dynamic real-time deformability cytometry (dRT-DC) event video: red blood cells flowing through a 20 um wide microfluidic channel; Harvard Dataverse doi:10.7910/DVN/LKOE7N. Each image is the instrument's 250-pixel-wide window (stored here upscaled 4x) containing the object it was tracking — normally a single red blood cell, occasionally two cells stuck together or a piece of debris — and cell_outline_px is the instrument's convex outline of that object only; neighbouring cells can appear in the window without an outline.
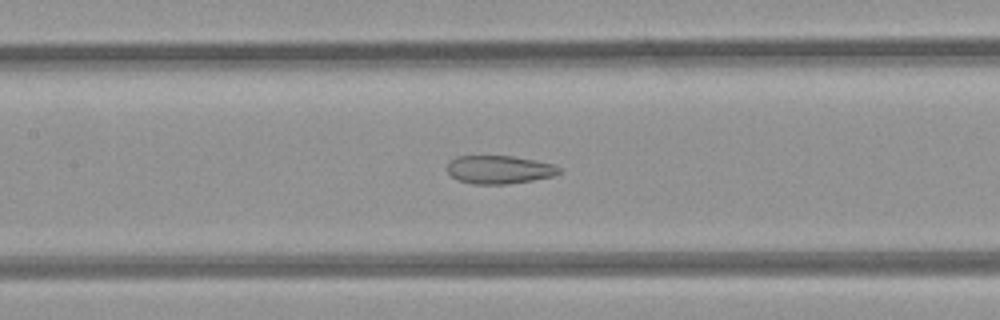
{"species": "common noctule bat (a hibernating species)", "species_latin": "Nyctalus noctula", "temperature_condition": "room temperature", "stored_images_in_passage": 51, "camera_frame_rate_fps": 3000, "um_per_image_px": 0.085, "animal": {"sex": "female", "body_mass_g": 21.9}, "frame": {"image": 1, "passage_image": 23, "time_ms": 7.333, "image_size_px": [1000, 320], "cell_outline_px": [[564, 168], [560, 172], [552, 176], [532, 180], [508, 184], [472, 184], [460, 180], [452, 176], [448, 172], [448, 164], [456, 156], [512, 156], [552, 164]], "centroid_in_image_um": [42.45, 14.42], "position_along_channel_um": 164.9, "area_um2": 18.21}}
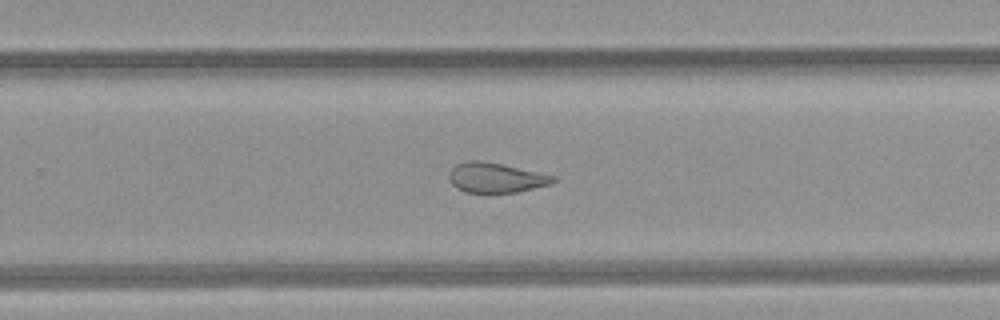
{"frame": {"image": 2, "passage_image": 32, "time_ms": 10.333, "image_size_px": [1000, 320], "cell_outline_px": [[556, 180], [548, 184], [516, 192], [488, 196], [464, 192], [456, 188], [452, 184], [448, 176], [448, 172], [456, 164], [468, 160], [480, 160], [500, 164], [556, 176]], "centroid_in_image_um": [42.06, 15.15], "position_along_channel_um": 287.7, "area_um2": 18.61}}
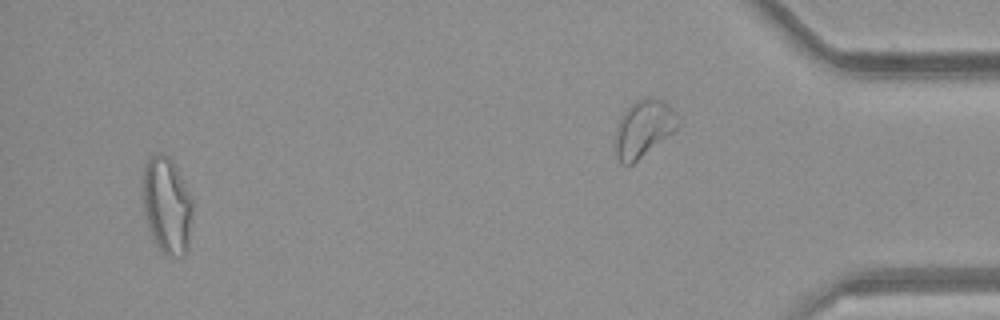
{"frame": {"image": 3, "passage_image": 48, "time_ms": 15.667, "image_size_px": [1000, 320], "cell_outline_px": [[192, 212], [188, 248], [184, 256], [172, 260], [164, 256], [160, 252], [148, 228], [144, 212], [140, 192], [144, 164], [148, 156], [156, 152], [160, 152], [168, 156], [172, 160], [192, 196]], "centroid_in_image_um": [14.15, 17.47], "position_along_channel_um": 421.0, "area_um2": 29.3}, "authors_computed_cell_mechanics": {"area_um2": 23.7558, "velocity_mm_per_s": 4.1088, "shape_relaxation_time_tau1_ms": null, "shape_relaxation_time_tau2_ms": 1.3592, "deformation_change_tau1": null, "deformation_change_tau2": 0.0813}}